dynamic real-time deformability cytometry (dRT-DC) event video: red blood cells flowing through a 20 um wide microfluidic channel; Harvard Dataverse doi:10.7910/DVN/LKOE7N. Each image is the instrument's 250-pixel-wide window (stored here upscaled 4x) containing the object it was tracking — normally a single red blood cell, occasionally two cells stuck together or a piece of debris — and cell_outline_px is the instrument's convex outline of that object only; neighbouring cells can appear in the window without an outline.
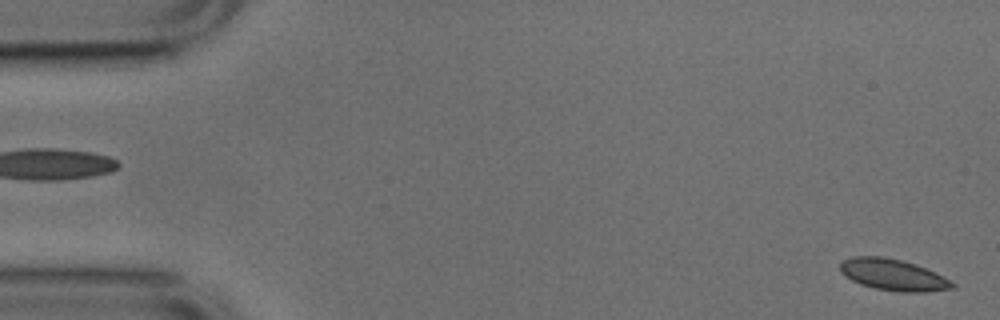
{"species": "common noctule bat (a hibernating species)", "species_latin": "Nyctalus noctula", "temperature_condition": "cold", "stored_images_in_passage": 52, "camera_frame_rate_fps": 3000, "um_per_image_px": 0.085, "animal": {"sex": "male", "body_mass_g": 17.9, "forearm_length_mm": 54.2}, "frame": {"image": 1, "passage_image": 1, "time_ms": 0.0, "image_size_px": [1000, 320], "cell_outline_px": [[956, 288], [928, 292], [900, 292], [876, 288], [860, 284], [844, 276], [840, 272], [840, 264], [844, 260], [852, 256], [884, 256], [916, 264], [936, 272], [956, 284]], "centroid_in_image_um": [75.93, 23.36], "position_along_channel_um": 9.1, "area_um2": 20.69}}
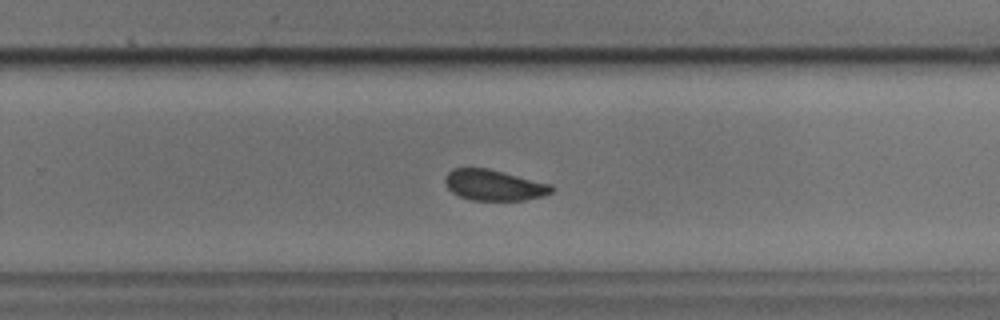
{"frame": {"image": 2, "passage_image": 33, "time_ms": 10.667, "image_size_px": [1000, 320], "cell_outline_px": [[556, 188], [552, 192], [540, 196], [524, 200], [472, 200], [460, 196], [452, 192], [448, 188], [444, 180], [448, 172], [452, 168], [488, 168], [552, 184]], "centroid_in_image_um": [42.0, 15.73], "position_along_channel_um": 287.8, "area_um2": 19.07}}
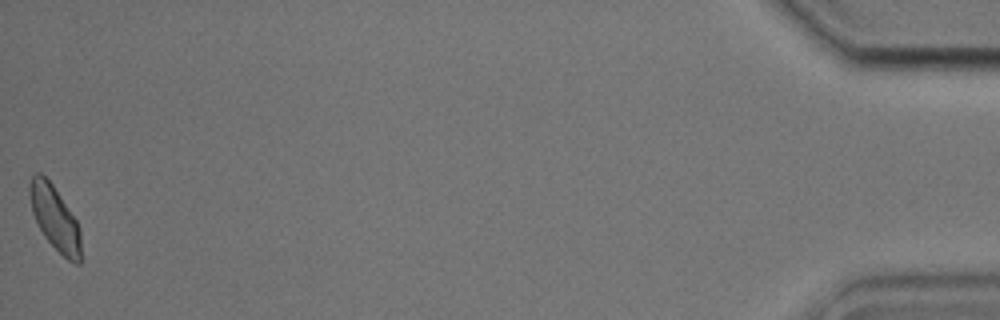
{"frame": {"image": 3, "passage_image": 52, "time_ms": 17.0, "image_size_px": [1000, 320], "cell_outline_px": [[80, 264], [76, 264], [68, 260], [44, 236], [32, 212], [28, 192], [28, 184], [32, 176], [36, 172], [40, 172], [52, 184], [76, 220], [80, 228]], "centroid_in_image_um": [4.64, 18.51], "position_along_channel_um": 430.6, "area_um2": 18.9}, "authors_computed_cell_mechanics": {"area_um2": 19.8254, "velocity_mm_per_s": 3.7873, "shape_relaxation_time_tau1_ms": 3.1594, "shape_relaxation_time_tau2_ms": 1.8666, "deformation_change_tau1": 0.0659, "deformation_change_tau2": 0.0539}}